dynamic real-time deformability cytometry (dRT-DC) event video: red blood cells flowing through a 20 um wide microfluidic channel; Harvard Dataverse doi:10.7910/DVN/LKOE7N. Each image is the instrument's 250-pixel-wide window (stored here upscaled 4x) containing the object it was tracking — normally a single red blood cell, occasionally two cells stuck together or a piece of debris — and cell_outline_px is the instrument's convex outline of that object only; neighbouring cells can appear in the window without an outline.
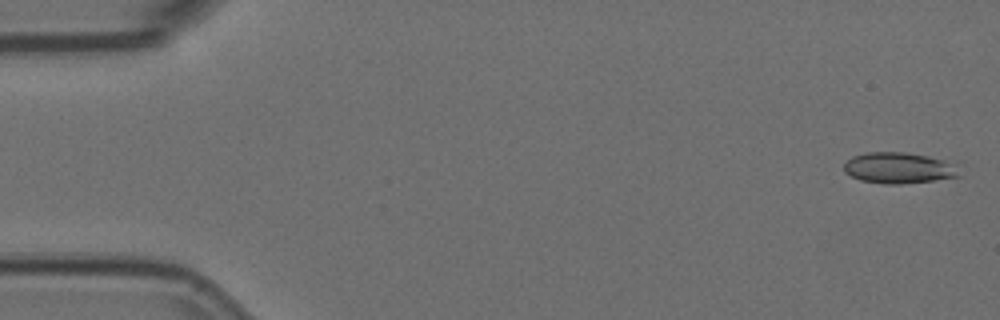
{"species": "Egyptian fruit bat (a non-hibernating species)", "species_latin": "Rousettus aegyptiacus", "temperature_condition": "room temperature", "stored_images_in_passage": 6, "camera_frame_rate_fps": 3000, "um_per_image_px": 0.085, "animal": {"sex": "female"}, "frame": {"image": 1, "passage_image": 1, "time_ms": 0.0, "image_size_px": [1000, 320], "cell_outline_px": [[960, 176], [932, 180], [900, 184], [888, 184], [860, 180], [844, 172], [844, 164], [852, 156], [868, 152], [904, 152], [928, 156], [944, 160], [956, 164]], "centroid_in_image_um": [76.38, 14.27], "position_along_channel_um": 8.6, "area_um2": 20.69}}
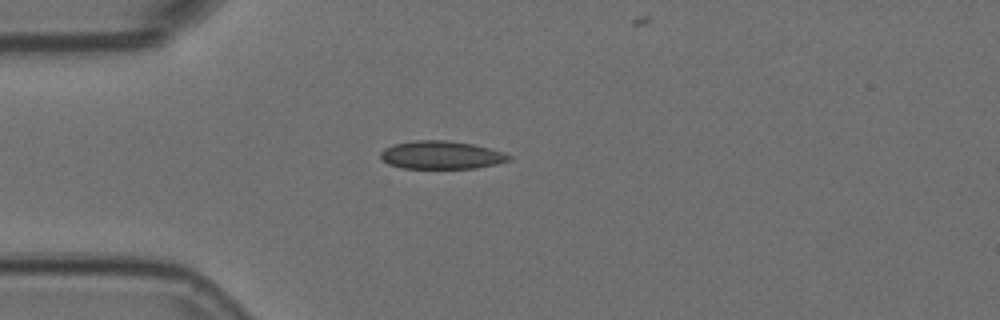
{"frame": {"image": 2, "passage_image": 5, "time_ms": 1.333, "image_size_px": [1000, 320], "cell_outline_px": [[512, 160], [496, 164], [476, 168], [400, 168], [388, 164], [380, 156], [380, 152], [384, 148], [392, 144], [412, 140], [444, 140], [472, 144], [488, 148], [512, 156]], "centroid_in_image_um": [37.47, 13.18], "position_along_channel_um": 47.5, "area_um2": 20.98}}